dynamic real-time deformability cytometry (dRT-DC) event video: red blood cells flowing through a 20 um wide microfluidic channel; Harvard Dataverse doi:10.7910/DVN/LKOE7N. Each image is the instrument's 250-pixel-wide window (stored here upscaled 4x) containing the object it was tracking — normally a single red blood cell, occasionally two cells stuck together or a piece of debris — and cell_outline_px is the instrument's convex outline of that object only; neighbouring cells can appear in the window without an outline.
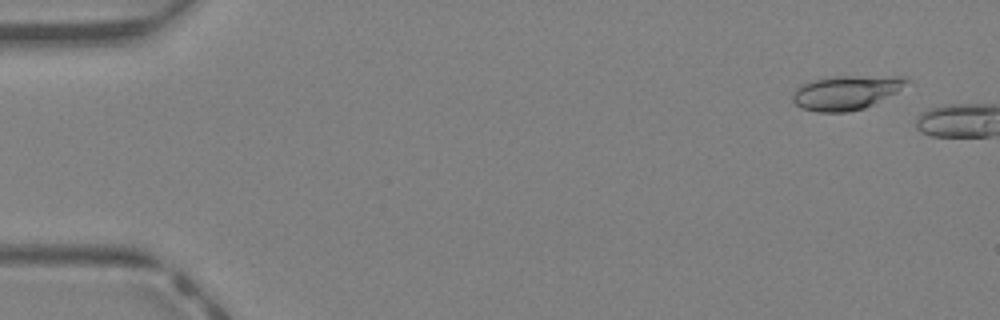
{"species": "Egyptian fruit bat (a non-hibernating species)", "species_latin": "Rousettus aegyptiacus", "temperature_condition": "warm", "stored_images_in_passage": 5, "camera_frame_rate_fps": 3000, "um_per_image_px": 0.085, "animal": {"sex": "female"}, "frame": {"image": 1, "passage_image": 3, "time_ms": 0.667, "image_size_px": [1000, 320], "cell_outline_px": [[908, 80], [896, 92], [864, 108], [848, 112], [816, 112], [804, 108], [796, 104], [792, 100], [792, 96], [796, 88], [812, 80], [836, 76], [904, 76]], "centroid_in_image_um": [71.89, 7.86], "position_along_channel_um": 13.1, "area_um2": 22.31}}